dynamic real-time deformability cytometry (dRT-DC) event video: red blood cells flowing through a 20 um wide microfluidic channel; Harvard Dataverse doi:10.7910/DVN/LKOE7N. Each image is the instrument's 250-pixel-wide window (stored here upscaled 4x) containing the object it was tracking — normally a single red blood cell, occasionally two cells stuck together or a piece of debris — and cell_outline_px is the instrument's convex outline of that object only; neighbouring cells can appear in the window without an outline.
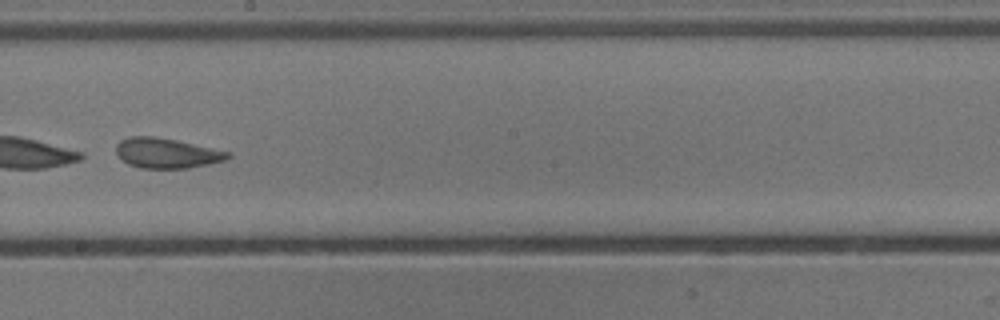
{"species": "common noctule bat (a hibernating species)", "species_latin": "Nyctalus noctula", "temperature_condition": "cold", "stored_images_in_passage": 43, "segment_of_instrument_passage": [2, 2], "camera_frame_rate_fps": 3000, "um_per_image_px": 0.085, "animal": {"sex": "male", "body_mass_g": 13.3}, "frame": {"image": 1, "passage_image": 26, "time_ms": 8.333, "image_size_px": [1000, 320], "cell_outline_px": [[232, 156], [224, 160], [208, 164], [188, 168], [140, 168], [128, 164], [116, 152], [116, 144], [120, 140], [128, 136], [156, 136], [176, 140], [232, 152]], "centroid_in_image_um": [14.17, 13.0], "position_along_channel_um": 234.0, "area_um2": 19.59}}
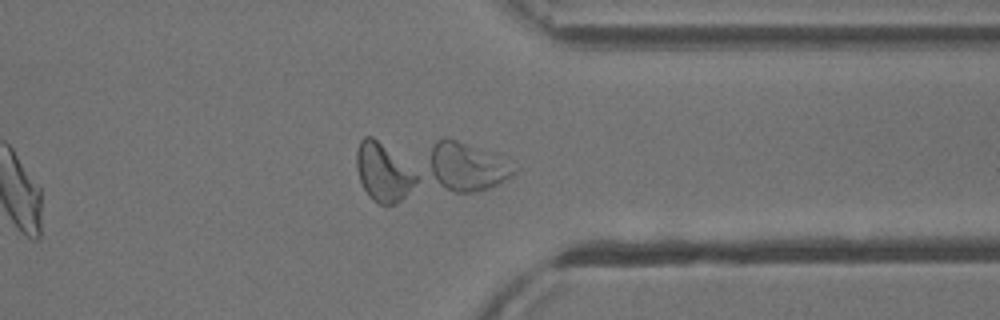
{"frame": {"image": 2, "passage_image": 37, "time_ms": 12.0, "image_size_px": [1000, 320], "cell_outline_px": [[520, 168], [512, 176], [488, 188], [476, 192], [452, 192], [440, 184], [432, 176], [432, 144], [436, 140], [444, 136], [456, 140], [484, 152]], "centroid_in_image_um": [39.69, 14.19], "position_along_channel_um": 371.7, "area_um2": 22.77}}